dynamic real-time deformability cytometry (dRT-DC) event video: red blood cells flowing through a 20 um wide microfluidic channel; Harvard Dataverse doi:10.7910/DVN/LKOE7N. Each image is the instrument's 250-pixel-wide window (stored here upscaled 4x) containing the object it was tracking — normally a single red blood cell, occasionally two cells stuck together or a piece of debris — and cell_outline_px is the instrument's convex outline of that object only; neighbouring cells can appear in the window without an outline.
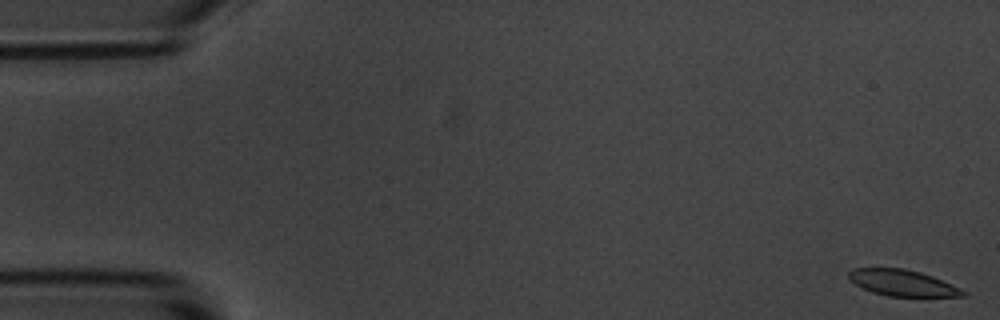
{"species": "common noctule bat (a hibernating species)", "species_latin": "Nyctalus noctula", "temperature_condition": "room temperature", "stored_images_in_passage": 10, "camera_frame_rate_fps": 3000, "um_per_image_px": 0.085, "animal": {"sex": "male", "body_mass_g": 20.1, "forearm_length_mm": 53.5}, "frame": {"image": 1, "passage_image": 1, "time_ms": 0.0, "image_size_px": [1000, 320], "cell_outline_px": [[968, 292], [964, 296], [888, 296], [872, 292], [848, 280], [848, 272], [852, 268], [904, 268], [920, 272], [932, 276], [960, 288]], "centroid_in_image_um": [76.68, 24.04], "position_along_channel_um": 8.3, "area_um2": 17.34}}